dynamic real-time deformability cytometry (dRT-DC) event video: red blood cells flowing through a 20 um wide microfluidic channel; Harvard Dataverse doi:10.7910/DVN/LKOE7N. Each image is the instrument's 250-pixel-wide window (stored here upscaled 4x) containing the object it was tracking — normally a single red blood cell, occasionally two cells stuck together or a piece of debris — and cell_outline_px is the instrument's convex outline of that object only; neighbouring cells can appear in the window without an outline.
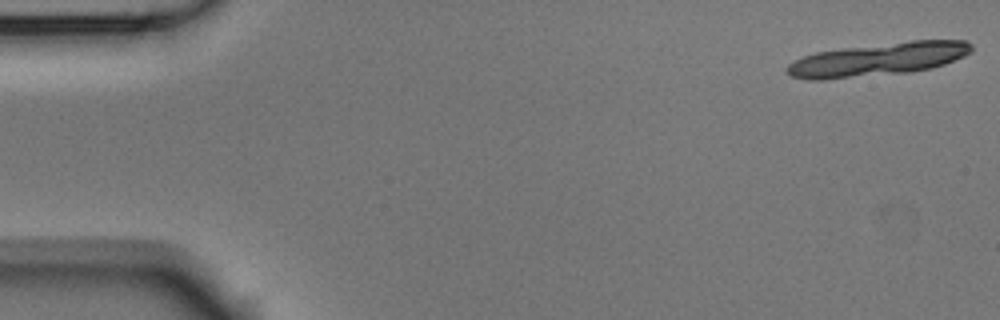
{"species": "Egyptian fruit bat (a non-hibernating species)", "species_latin": "Rousettus aegyptiacus", "temperature_condition": "room temperature", "stored_images_in_passage": 20, "segment_of_instrument_passage": [1, 2], "camera_frame_rate_fps": 3000, "um_per_image_px": 0.085, "animal": {"sex": "male"}, "frame": {"image": 1, "passage_image": 1, "time_ms": 0.0, "image_size_px": [1000, 320], "cell_outline_px": [[972, 52], [964, 56], [944, 64], [932, 68], [908, 72], [824, 80], [808, 80], [792, 76], [784, 72], [784, 68], [788, 64], [804, 56], [816, 52], [844, 48], [908, 40], [964, 40], [972, 44]], "centroid_in_image_um": [74.62, 5.04], "position_along_channel_um": 10.4, "area_um2": 35.72}}